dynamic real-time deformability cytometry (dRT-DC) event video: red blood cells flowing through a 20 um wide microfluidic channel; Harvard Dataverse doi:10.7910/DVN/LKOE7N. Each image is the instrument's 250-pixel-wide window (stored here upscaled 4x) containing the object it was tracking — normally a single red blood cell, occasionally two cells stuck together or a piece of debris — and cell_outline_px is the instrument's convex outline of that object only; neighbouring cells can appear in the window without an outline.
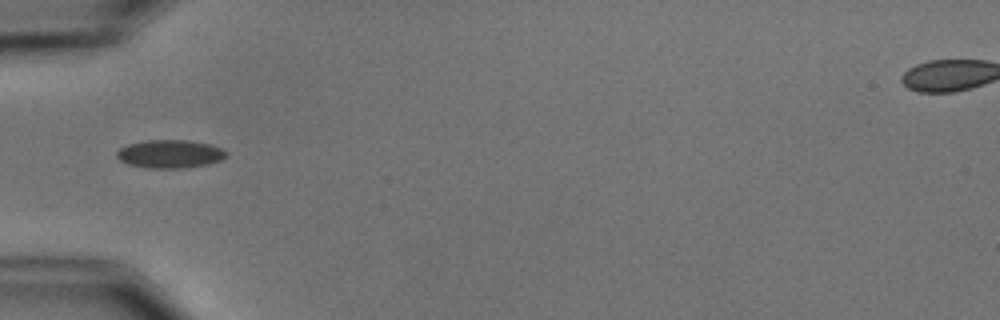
{"species": "common noctule bat (a hibernating species)", "species_latin": "Nyctalus noctula", "temperature_condition": "cold", "stored_images_in_passage": 5, "camera_frame_rate_fps": 3000, "um_per_image_px": 0.085, "animal": {"sex": "male", "body_mass_g": 15.6}, "frame": {"image": 1, "passage_image": 2, "time_ms": 1.333, "image_size_px": [1000, 320], "cell_outline_px": [[228, 152], [220, 160], [208, 164], [184, 168], [148, 168], [128, 164], [120, 160], [116, 156], [116, 152], [120, 148], [128, 144], [148, 140], [188, 140], [208, 144], [220, 148]], "centroid_in_image_um": [14.42, 13.09], "position_along_channel_um": 70.6, "area_um2": 17.86}}
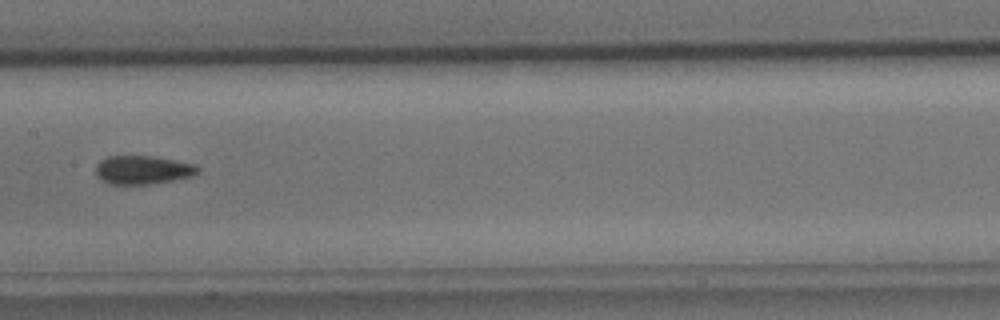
{"frame": {"image": 2, "passage_image": 5, "time_ms": 4.667, "image_size_px": [1000, 320], "cell_outline_px": [[200, 168], [192, 176], [172, 180], [148, 184], [112, 184], [96, 176], [96, 164], [100, 160], [108, 156], [152, 156], [196, 164]], "centroid_in_image_um": [12.12, 14.43], "position_along_channel_um": 195.3, "area_um2": 16.82}}